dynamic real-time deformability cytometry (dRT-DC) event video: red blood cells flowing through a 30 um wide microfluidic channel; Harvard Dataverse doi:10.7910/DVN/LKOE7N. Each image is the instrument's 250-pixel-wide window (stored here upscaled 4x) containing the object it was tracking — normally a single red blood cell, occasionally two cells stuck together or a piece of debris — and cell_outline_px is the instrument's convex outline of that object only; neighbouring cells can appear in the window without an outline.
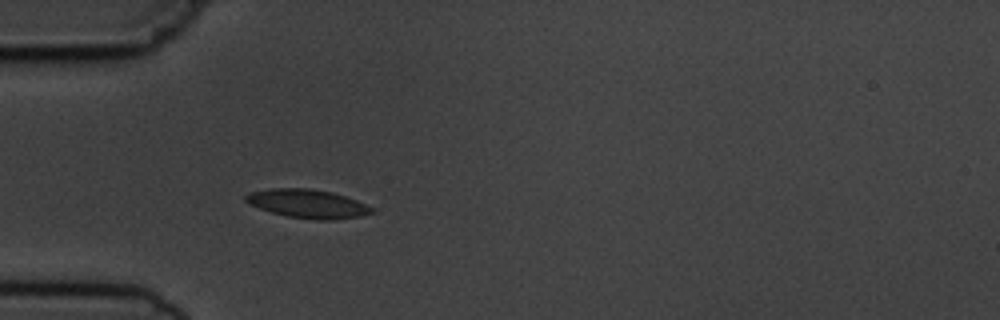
{"species": "common noctule bat (a hibernating species)", "species_latin": "Nyctalus noctula", "temperature_condition": "cold", "stored_images_in_passage": 1, "camera_frame_rate_fps": 3000, "um_per_image_px": 0.085, "animal": {"sex": "male", "body_mass_g": 19.5, "forearm_length_mm": 54.6}, "frame": {"image": 1, "passage_image": 1, "time_ms": 0.0, "image_size_px": [1000, 320], "cell_outline_px": [[376, 212], [360, 216], [336, 220], [316, 220], [288, 216], [272, 212], [260, 208], [244, 200], [244, 196], [248, 192], [268, 188], [308, 188], [332, 192], [356, 200], [376, 208]], "centroid_in_image_um": [26.19, 17.31], "position_along_channel_um": 58.8, "area_um2": 21.15}}